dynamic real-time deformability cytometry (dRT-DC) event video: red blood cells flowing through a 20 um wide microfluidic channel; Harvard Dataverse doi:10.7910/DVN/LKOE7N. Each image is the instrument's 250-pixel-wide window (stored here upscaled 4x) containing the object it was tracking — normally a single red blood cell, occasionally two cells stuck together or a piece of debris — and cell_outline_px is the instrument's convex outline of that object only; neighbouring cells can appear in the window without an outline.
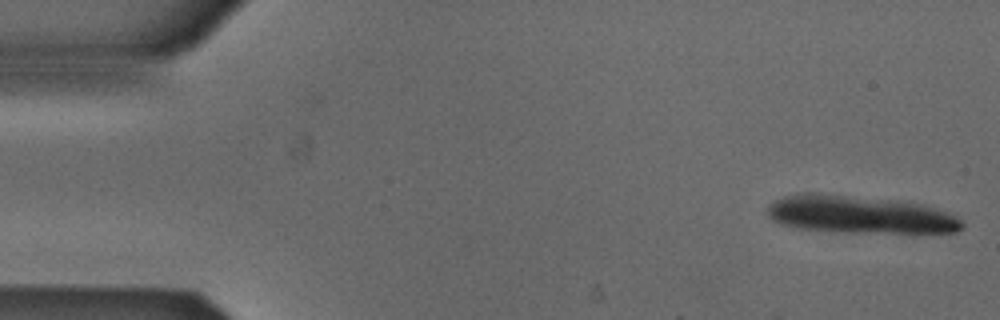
{"species": "Egyptian fruit bat (a non-hibernating species)", "species_latin": "Rousettus aegyptiacus", "temperature_condition": "cold", "stored_images_in_passage": 11, "camera_frame_rate_fps": 3000, "um_per_image_px": 0.085, "animal": {"sex": "male"}, "frame": {"image": 1, "passage_image": 1, "time_ms": 0.0, "image_size_px": [1000, 320], "cell_outline_px": [[964, 224], [956, 232], [912, 236], [844, 232], [796, 228], [780, 224], [772, 220], [768, 216], [768, 208], [776, 200], [784, 196], [812, 192], [908, 200], [924, 204], [956, 216]], "centroid_in_image_um": [73.22, 18.28], "position_along_channel_um": 11.8, "area_um2": 44.51}}